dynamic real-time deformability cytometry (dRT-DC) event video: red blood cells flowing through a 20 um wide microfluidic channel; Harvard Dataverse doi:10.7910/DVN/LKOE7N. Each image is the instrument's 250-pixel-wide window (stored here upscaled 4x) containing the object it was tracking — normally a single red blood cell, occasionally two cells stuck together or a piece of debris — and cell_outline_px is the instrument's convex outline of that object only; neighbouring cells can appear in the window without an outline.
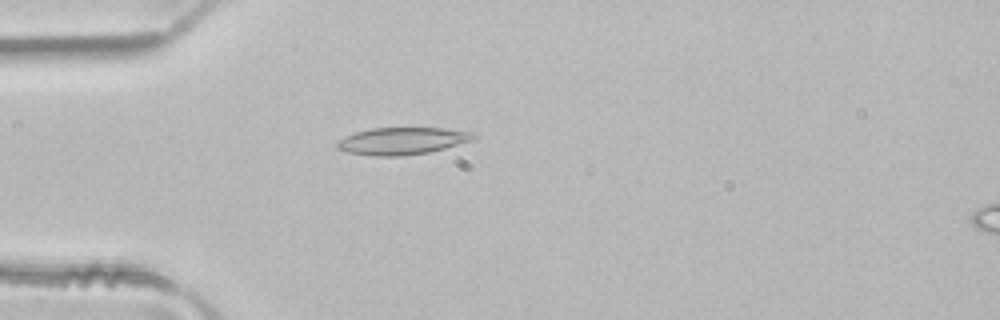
{"species": "common noctule bat (a hibernating species)", "species_latin": "Nyctalus noctula", "temperature_condition": "room temperature", "stored_images_in_passage": 1, "camera_frame_rate_fps": 3000, "um_per_image_px": 0.085, "animal": {"sex": "male", "body_mass_g": 21.5, "forearm_length_mm": 52.0}, "frame": {"image": 1, "passage_image": 1, "time_ms": 0.0, "image_size_px": [1000, 320], "cell_outline_px": [[476, 136], [468, 140], [444, 148], [428, 152], [404, 156], [376, 156], [348, 152], [336, 148], [336, 144], [340, 140], [356, 132], [372, 128], [444, 128], [476, 132]], "centroid_in_image_um": [34.18, 11.98], "position_along_channel_um": 50.8, "area_um2": 21.21}}